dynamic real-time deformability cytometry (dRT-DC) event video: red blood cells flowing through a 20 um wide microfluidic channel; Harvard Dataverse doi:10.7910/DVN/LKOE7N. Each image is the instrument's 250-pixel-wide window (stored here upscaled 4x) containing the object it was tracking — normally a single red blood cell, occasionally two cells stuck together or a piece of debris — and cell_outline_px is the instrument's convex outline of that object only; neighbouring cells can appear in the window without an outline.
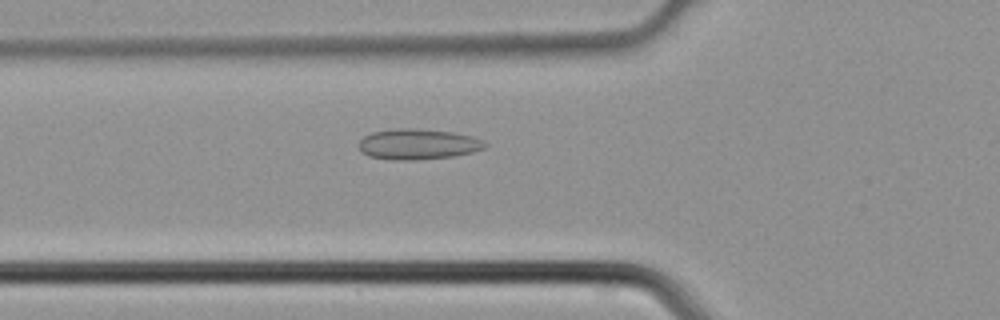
{"species": "common noctule bat (a hibernating species)", "species_latin": "Nyctalus noctula", "temperature_condition": "cold", "stored_images_in_passage": 29, "camera_frame_rate_fps": 3000, "um_per_image_px": 0.085, "animal": {"sex": "male", "body_mass_g": 21.5, "forearm_length_mm": 52.0}, "frame": {"image": 1, "passage_image": 5, "time_ms": 1.333, "image_size_px": [1000, 320], "cell_outline_px": [[488, 144], [484, 148], [472, 152], [456, 156], [416, 160], [392, 160], [368, 156], [360, 152], [356, 144], [364, 136], [372, 132], [396, 128], [416, 128], [452, 132], [472, 136]], "centroid_in_image_um": [35.47, 12.26], "position_along_channel_um": 90.3, "area_um2": 22.77}}
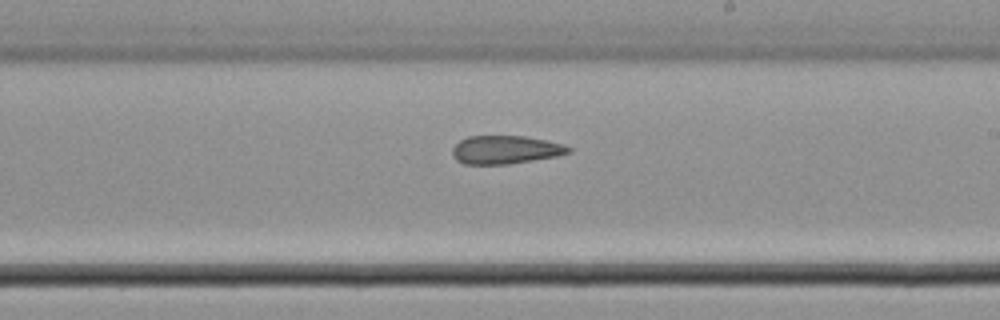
{"frame": {"image": 2, "passage_image": 15, "time_ms": 4.667, "image_size_px": [1000, 320], "cell_outline_px": [[572, 152], [556, 156], [508, 164], [464, 164], [456, 160], [452, 152], [452, 148], [460, 140], [468, 136], [528, 136], [548, 140], [564, 144], [572, 148]], "centroid_in_image_um": [42.99, 12.72], "position_along_channel_um": 246.0, "area_um2": 19.25}}
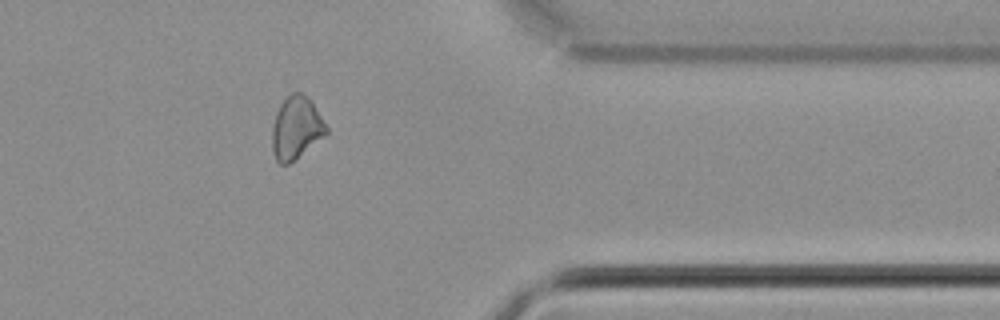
{"frame": {"image": 3, "passage_image": 25, "time_ms": 8.0, "image_size_px": [1000, 320], "cell_outline_px": [[328, 132], [288, 164], [280, 164], [276, 160], [272, 148], [272, 124], [276, 112], [280, 104], [292, 92], [300, 92], [308, 96], [312, 100], [328, 128]], "centroid_in_image_um": [25.16, 10.83], "position_along_channel_um": 386.2, "area_um2": 19.59}}